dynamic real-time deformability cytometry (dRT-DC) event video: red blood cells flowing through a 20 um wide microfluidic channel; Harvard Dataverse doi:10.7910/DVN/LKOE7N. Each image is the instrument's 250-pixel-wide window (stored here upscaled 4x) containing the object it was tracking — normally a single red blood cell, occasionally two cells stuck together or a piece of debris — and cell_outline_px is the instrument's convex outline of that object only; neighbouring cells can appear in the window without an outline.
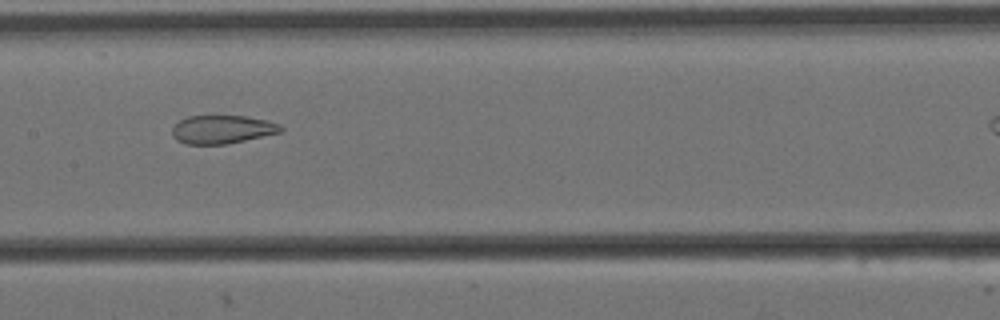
{"species": "Egyptian fruit bat (a non-hibernating species)", "species_latin": "Rousettus aegyptiacus", "temperature_condition": "cold", "stored_images_in_passage": 8, "camera_frame_rate_fps": 3000, "um_per_image_px": 0.085, "animal": {"sex": "female"}, "frame": {"image": 1, "passage_image": 6, "time_ms": 1.667, "image_size_px": [1000, 320], "cell_outline_px": [[284, 128], [280, 132], [228, 144], [184, 144], [176, 140], [172, 136], [172, 128], [180, 120], [188, 116], [244, 116], [264, 120], [280, 124]], "centroid_in_image_um": [18.85, 11.01], "position_along_channel_um": 188.5, "area_um2": 17.86}}
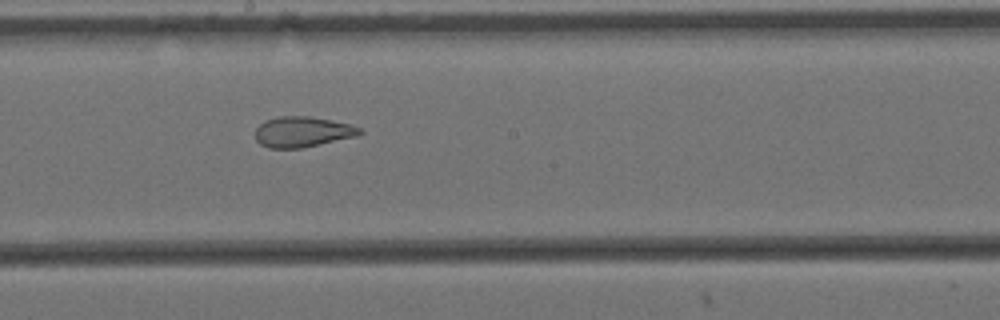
{"frame": {"image": 2, "passage_image": 7, "time_ms": 2.0, "image_size_px": [1000, 320], "cell_outline_px": [[364, 132], [360, 136], [300, 148], [268, 148], [260, 144], [256, 140], [256, 128], [264, 120], [280, 116], [312, 116], [352, 124], [360, 128]], "centroid_in_image_um": [25.75, 11.2], "position_along_channel_um": 222.4, "area_um2": 18.84}}